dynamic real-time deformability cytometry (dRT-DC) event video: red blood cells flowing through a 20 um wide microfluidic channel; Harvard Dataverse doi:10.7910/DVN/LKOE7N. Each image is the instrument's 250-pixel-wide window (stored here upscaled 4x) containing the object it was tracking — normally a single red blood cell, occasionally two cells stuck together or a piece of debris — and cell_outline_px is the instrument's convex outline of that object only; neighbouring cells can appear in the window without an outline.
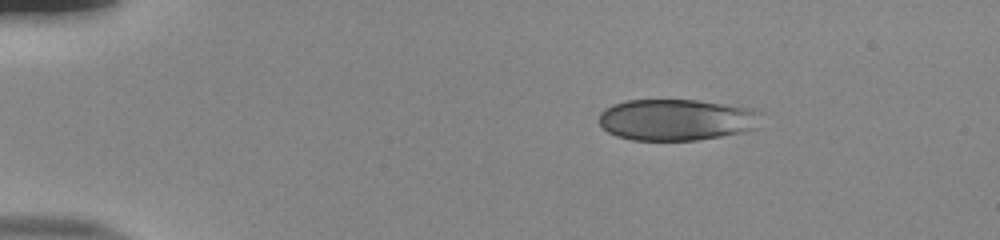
{"species": "human", "species_latin": "Homo sapiens", "temperature_condition": "room temperature", "stored_images_in_passage": 45, "camera_frame_rate_fps": 3000, "um_per_image_px": 0.085, "donor": {"sex": "male"}, "frame": {"image": 1, "passage_image": 1, "time_ms": 0.0, "image_size_px": [1000, 240], "cell_outline_px": [[760, 112], [756, 128], [744, 132], [696, 140], [632, 140], [616, 136], [608, 132], [600, 124], [600, 112], [604, 108], [612, 104], [628, 100], [696, 100], [752, 108]], "centroid_in_image_um": [57.47, 10.18], "position_along_channel_um": 27.5, "area_um2": 39.07}}
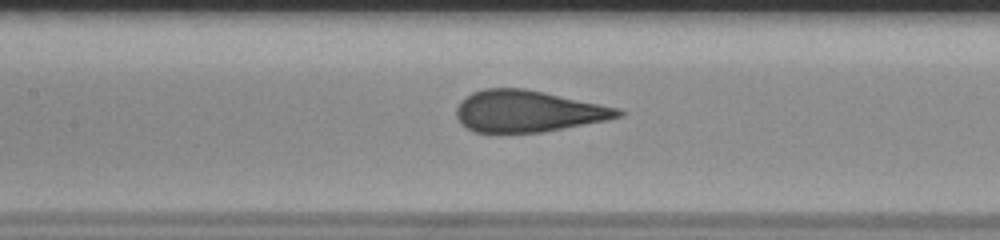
{"frame": {"image": 2, "passage_image": 18, "time_ms": 5.667, "image_size_px": [1000, 240], "cell_outline_px": [[628, 112], [624, 116], [608, 120], [544, 132], [476, 132], [460, 124], [456, 116], [456, 108], [460, 100], [464, 96], [472, 92], [484, 88], [524, 88], [544, 92], [620, 108]], "centroid_in_image_um": [44.9, 9.45], "position_along_channel_um": 162.5, "area_um2": 39.54}}
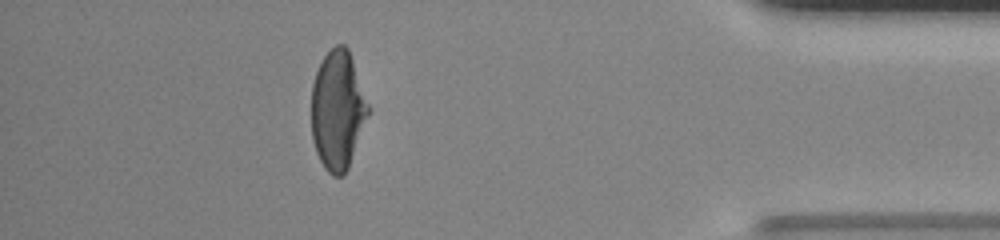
{"frame": {"image": 3, "passage_image": 40, "time_ms": 13.0, "image_size_px": [1000, 240], "cell_outline_px": [[368, 116], [348, 168], [344, 176], [332, 176], [324, 168], [316, 152], [312, 140], [312, 84], [316, 72], [324, 56], [336, 44], [344, 44], [348, 48], [368, 104]], "centroid_in_image_um": [28.69, 9.39], "position_along_channel_um": 406.5, "area_um2": 39.02}}